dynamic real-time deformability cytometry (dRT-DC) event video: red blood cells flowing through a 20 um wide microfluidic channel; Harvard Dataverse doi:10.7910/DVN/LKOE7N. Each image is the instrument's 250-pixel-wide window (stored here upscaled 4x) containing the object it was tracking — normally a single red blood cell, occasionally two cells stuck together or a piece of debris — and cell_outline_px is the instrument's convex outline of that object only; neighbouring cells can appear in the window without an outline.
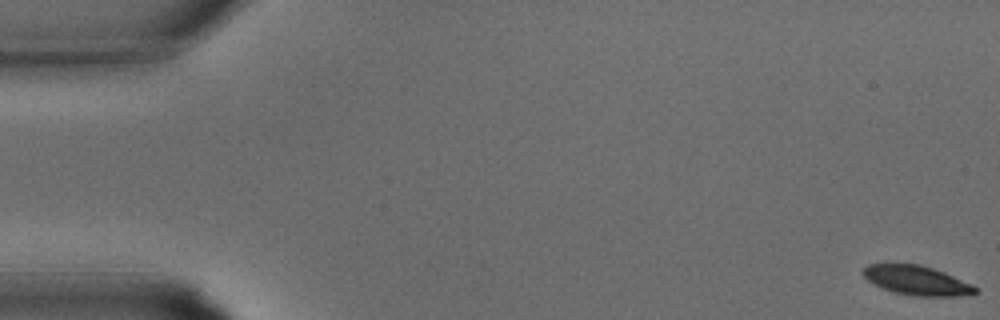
{"species": "common noctule bat (a hibernating species)", "species_latin": "Nyctalus noctula", "temperature_condition": "warm", "stored_images_in_passage": 13, "camera_frame_rate_fps": 3000, "um_per_image_px": 0.085, "animal": {"sex": "male", "body_mass_g": 15.6}, "frame": {"image": 1, "passage_image": 1, "time_ms": 0.0, "image_size_px": [1000, 320], "cell_outline_px": [[976, 292], [956, 296], [912, 296], [896, 292], [884, 288], [868, 280], [860, 272], [868, 264], [920, 264], [944, 272], [972, 284], [976, 288]], "centroid_in_image_um": [77.9, 23.82], "position_along_channel_um": 7.1, "area_um2": 18.84}}
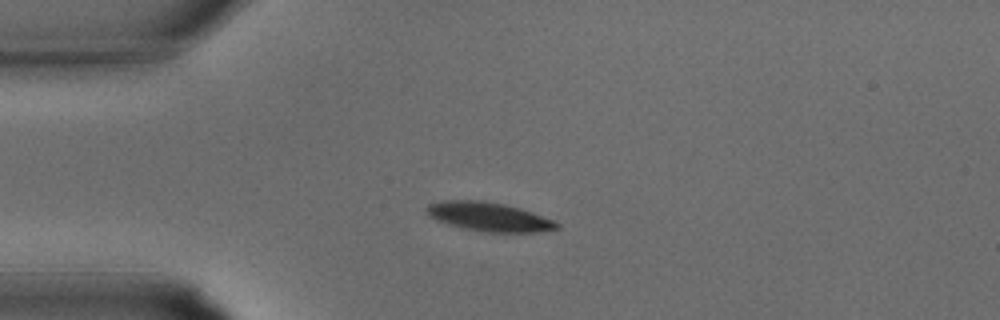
{"frame": {"image": 2, "passage_image": 9, "time_ms": 2.667, "image_size_px": [1000, 320], "cell_outline_px": [[560, 228], [532, 232], [488, 232], [448, 224], [428, 216], [424, 208], [428, 204], [440, 200], [484, 200], [504, 204], [520, 208], [532, 212], [552, 220], [560, 224]], "centroid_in_image_um": [41.52, 18.4], "position_along_channel_um": 43.5, "area_um2": 21.79}}
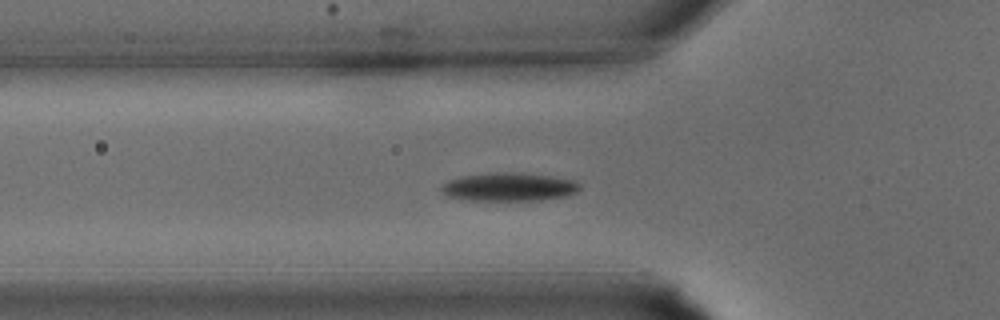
{"frame": {"image": 3, "passage_image": 12, "time_ms": 3.667, "image_size_px": [1000, 320], "cell_outline_px": [[580, 188], [576, 192], [568, 196], [540, 200], [468, 200], [448, 196], [440, 188], [448, 180], [460, 176], [492, 172], [512, 172], [552, 176], [572, 180], [580, 184]], "centroid_in_image_um": [43.27, 15.88], "position_along_channel_um": 82.5, "area_um2": 22.83}}